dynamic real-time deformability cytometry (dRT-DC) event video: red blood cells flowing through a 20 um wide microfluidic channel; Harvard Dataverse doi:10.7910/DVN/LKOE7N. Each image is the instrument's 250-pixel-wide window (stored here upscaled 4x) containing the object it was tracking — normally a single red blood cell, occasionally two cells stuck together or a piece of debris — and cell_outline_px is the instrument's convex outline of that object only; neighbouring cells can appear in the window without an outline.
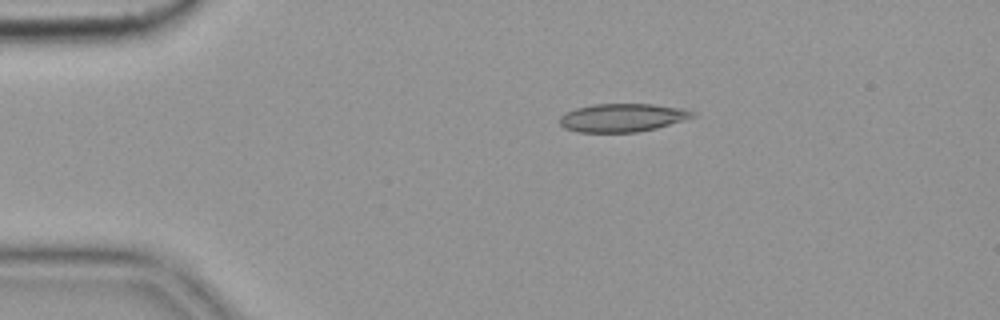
{"species": "common noctule bat (a hibernating species)", "species_latin": "Nyctalus noctula", "temperature_condition": "cold", "stored_images_in_passage": 9, "camera_frame_rate_fps": 3000, "um_per_image_px": 0.085, "animal": {"sex": "female", "body_mass_g": 19.9}, "frame": {"image": 1, "passage_image": 3, "time_ms": 0.667, "image_size_px": [1000, 320], "cell_outline_px": [[696, 116], [684, 120], [656, 128], [636, 132], [576, 132], [564, 128], [560, 124], [560, 116], [564, 112], [576, 108], [592, 104], [652, 104], [684, 108], [696, 112]], "centroid_in_image_um": [52.9, 9.99], "position_along_channel_um": 32.1, "area_um2": 22.02}}